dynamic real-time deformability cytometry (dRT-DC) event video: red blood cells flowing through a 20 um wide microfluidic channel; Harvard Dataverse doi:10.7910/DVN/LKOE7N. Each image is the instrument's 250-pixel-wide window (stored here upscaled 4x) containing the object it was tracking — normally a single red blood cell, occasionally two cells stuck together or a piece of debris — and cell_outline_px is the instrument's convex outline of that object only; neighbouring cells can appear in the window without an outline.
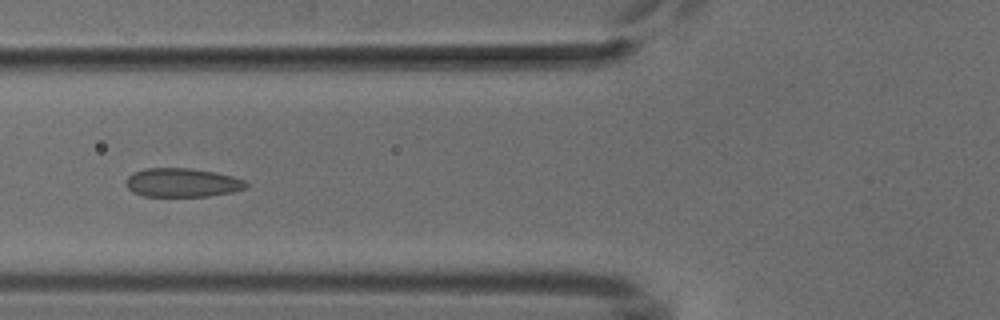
{"species": "common noctule bat (a hibernating species)", "species_latin": "Nyctalus noctula", "temperature_condition": "cold", "stored_images_in_passage": 3, "camera_frame_rate_fps": 3000, "um_per_image_px": 0.085, "animal": {"sex": "male", "body_mass_g": 18.8}, "frame": {"image": 1, "passage_image": 3, "time_ms": 2.333, "image_size_px": [1000, 320], "cell_outline_px": [[248, 184], [244, 188], [232, 192], [208, 196], [144, 196], [132, 192], [128, 188], [128, 176], [132, 172], [144, 168], [188, 168], [216, 172], [232, 176], [244, 180]], "centroid_in_image_um": [15.48, 15.51], "position_along_channel_um": 110.3, "area_um2": 20.06}}